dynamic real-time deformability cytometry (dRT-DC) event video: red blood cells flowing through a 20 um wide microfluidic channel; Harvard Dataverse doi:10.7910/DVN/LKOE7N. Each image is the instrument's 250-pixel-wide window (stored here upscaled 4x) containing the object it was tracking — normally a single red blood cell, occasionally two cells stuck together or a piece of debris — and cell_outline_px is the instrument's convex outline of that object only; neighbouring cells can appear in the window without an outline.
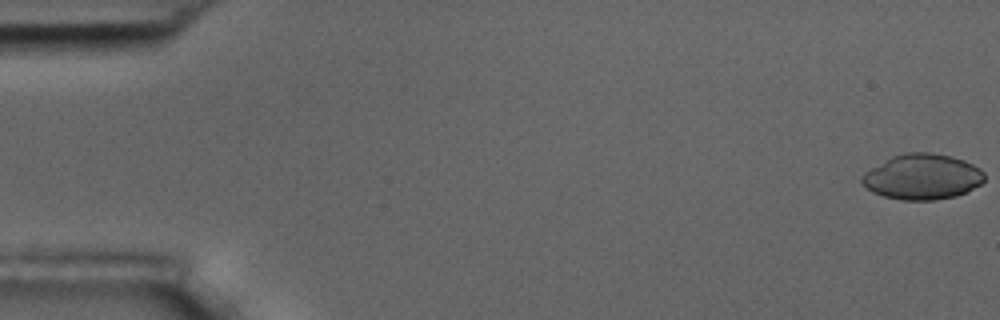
{"species": "common noctule bat (a hibernating species)", "species_latin": "Nyctalus noctula", "temperature_condition": "room temperature", "stored_images_in_passage": 56, "camera_frame_rate_fps": 3000, "um_per_image_px": 0.085, "animal": {"sex": "male", "body_mass_g": 17.5, "forearm_length_mm": 52.3}, "frame": {"image": 1, "passage_image": 1, "time_ms": 0.0, "image_size_px": [1000, 320], "cell_outline_px": [[984, 180], [980, 184], [956, 196], [932, 200], [900, 200], [884, 196], [872, 192], [860, 180], [860, 176], [864, 172], [892, 156], [908, 152], [932, 152], [964, 160], [980, 168], [984, 172]], "centroid_in_image_um": [78.38, 15.02], "position_along_channel_um": 6.6, "area_um2": 32.31}}